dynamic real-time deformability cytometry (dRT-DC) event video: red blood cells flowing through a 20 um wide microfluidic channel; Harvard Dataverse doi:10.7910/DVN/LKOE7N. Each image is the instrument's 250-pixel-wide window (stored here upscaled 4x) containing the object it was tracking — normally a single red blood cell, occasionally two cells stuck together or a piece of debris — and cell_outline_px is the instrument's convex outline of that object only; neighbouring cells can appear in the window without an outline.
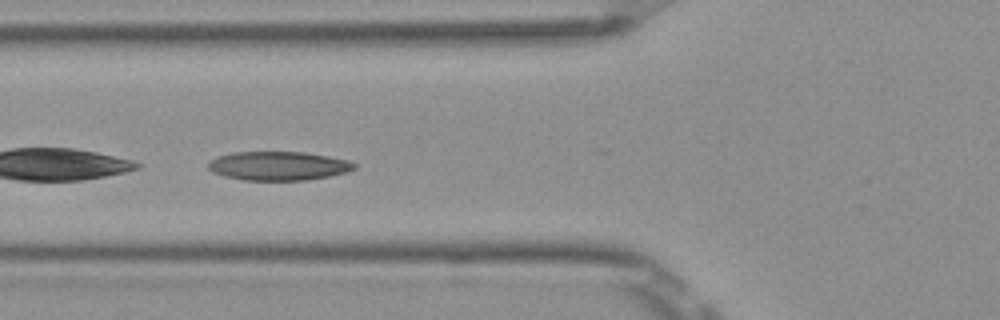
{"species": "Egyptian fruit bat (a non-hibernating species)", "species_latin": "Rousettus aegyptiacus", "temperature_condition": "room temperature", "stored_images_in_passage": 32, "camera_frame_rate_fps": 3000, "um_per_image_px": 0.085, "frame": {"image": 1, "passage_image": 8, "time_ms": 2.333, "image_size_px": [1000, 320], "cell_outline_px": [[356, 168], [348, 172], [308, 180], [240, 180], [224, 176], [212, 172], [208, 168], [208, 164], [216, 156], [232, 152], [304, 152], [328, 156], [348, 160], [356, 164]], "centroid_in_image_um": [23.66, 14.1], "position_along_channel_um": 102.1, "area_um2": 24.68}}
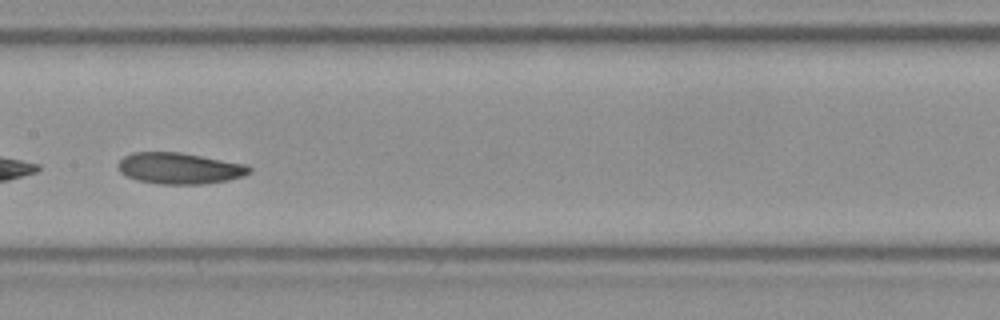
{"frame": {"image": 2, "passage_image": 15, "time_ms": 4.667, "image_size_px": [1000, 320], "cell_outline_px": [[252, 172], [244, 176], [228, 180], [204, 184], [160, 184], [140, 180], [128, 176], [120, 172], [120, 160], [124, 156], [132, 152], [180, 152], [248, 164], [252, 168]], "centroid_in_image_um": [15.34, 14.3], "position_along_channel_um": 192.1, "area_um2": 23.87}}
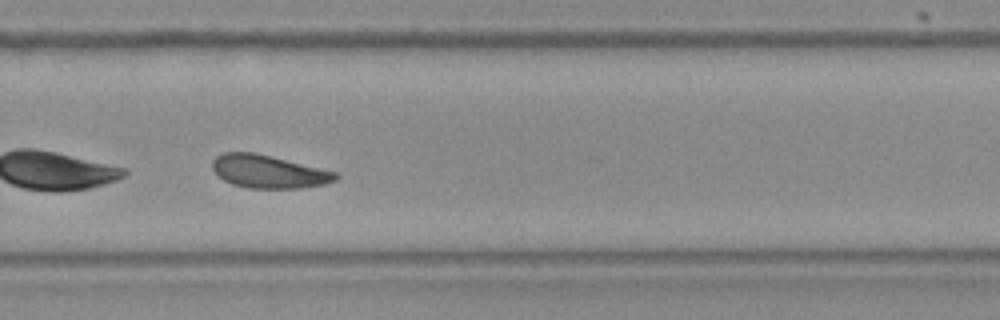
{"frame": {"image": 3, "passage_image": 24, "time_ms": 7.667, "image_size_px": [1000, 320], "cell_outline_px": [[340, 176], [336, 180], [324, 184], [300, 188], [248, 188], [232, 184], [224, 180], [212, 168], [212, 160], [216, 156], [224, 152], [256, 152], [336, 172]], "centroid_in_image_um": [22.82, 14.58], "position_along_channel_um": 307.0, "area_um2": 23.64}, "authors_computed_cell_mechanics": {"area_um2": 23.6691, "velocity_mm_per_s": 3.8425, "shape_relaxation_time_tau1_ms": 7.0947, "shape_relaxation_time_tau2_ms": 9.3874, "deformation_change_tau1": 0.1492, "deformation_change_tau2": 0.1772}}